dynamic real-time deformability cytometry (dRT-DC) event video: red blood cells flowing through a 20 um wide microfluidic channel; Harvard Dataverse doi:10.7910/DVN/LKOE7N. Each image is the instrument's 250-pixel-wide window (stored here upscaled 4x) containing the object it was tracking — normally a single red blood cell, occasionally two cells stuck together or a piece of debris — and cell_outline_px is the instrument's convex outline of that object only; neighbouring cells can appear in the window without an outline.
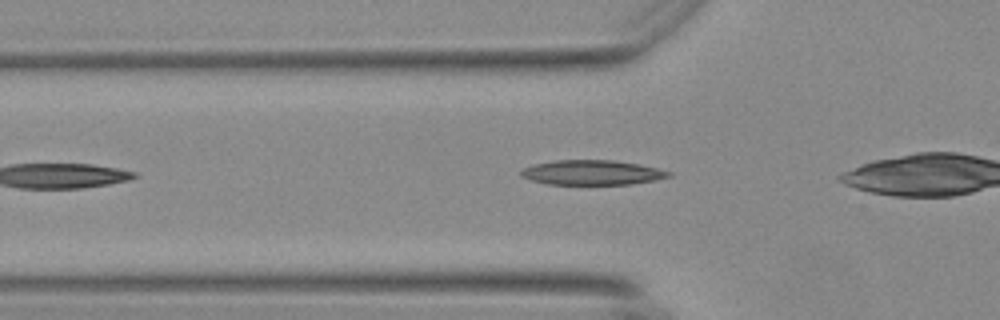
{"species": "Egyptian fruit bat (a non-hibernating species)", "species_latin": "Rousettus aegyptiacus", "temperature_condition": "warm", "stored_images_in_passage": 14, "camera_frame_rate_fps": 3000, "um_per_image_px": 0.085, "animal": {"sex": "female"}, "frame": {"image": 1, "passage_image": 3, "time_ms": 0.667, "image_size_px": [1000, 320], "cell_outline_px": [[672, 176], [656, 180], [632, 184], [548, 184], [532, 180], [520, 176], [520, 172], [524, 168], [532, 164], [556, 160], [612, 160], [640, 164], [672, 172]], "centroid_in_image_um": [50.34, 14.66], "position_along_channel_um": 75.5, "area_um2": 21.33}}
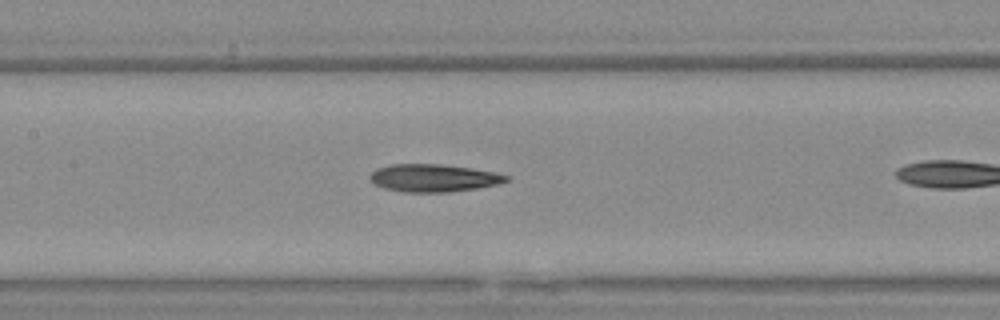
{"frame": {"image": 2, "passage_image": 7, "time_ms": 2.0, "image_size_px": [1000, 320], "cell_outline_px": [[508, 180], [496, 184], [476, 188], [448, 192], [404, 192], [384, 188], [376, 184], [368, 176], [376, 168], [392, 164], [440, 164], [472, 168], [496, 172], [508, 176]], "centroid_in_image_um": [36.83, 15.12], "position_along_channel_um": 170.6, "area_um2": 21.79}}